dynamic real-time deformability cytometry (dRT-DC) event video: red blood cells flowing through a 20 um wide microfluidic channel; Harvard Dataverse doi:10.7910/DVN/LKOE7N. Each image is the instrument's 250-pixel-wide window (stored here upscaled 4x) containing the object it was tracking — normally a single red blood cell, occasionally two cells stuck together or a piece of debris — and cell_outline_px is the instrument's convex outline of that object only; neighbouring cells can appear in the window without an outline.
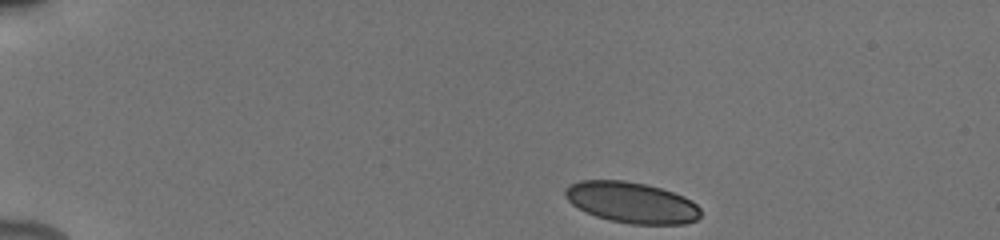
{"species": "human", "species_latin": "Homo sapiens", "temperature_condition": "cold", "stored_images_in_passage": 14, "camera_frame_rate_fps": 3000, "um_per_image_px": 0.085, "donor": {"sex": "male"}, "frame": {"image": 1, "passage_image": 1, "time_ms": 0.0, "image_size_px": [1000, 240], "cell_outline_px": [[700, 216], [696, 220], [684, 224], [632, 224], [608, 220], [596, 216], [572, 204], [564, 196], [564, 188], [580, 180], [624, 180], [648, 184], [684, 196], [692, 200], [700, 208]], "centroid_in_image_um": [53.69, 17.2], "position_along_channel_um": 31.3, "area_um2": 32.37}}